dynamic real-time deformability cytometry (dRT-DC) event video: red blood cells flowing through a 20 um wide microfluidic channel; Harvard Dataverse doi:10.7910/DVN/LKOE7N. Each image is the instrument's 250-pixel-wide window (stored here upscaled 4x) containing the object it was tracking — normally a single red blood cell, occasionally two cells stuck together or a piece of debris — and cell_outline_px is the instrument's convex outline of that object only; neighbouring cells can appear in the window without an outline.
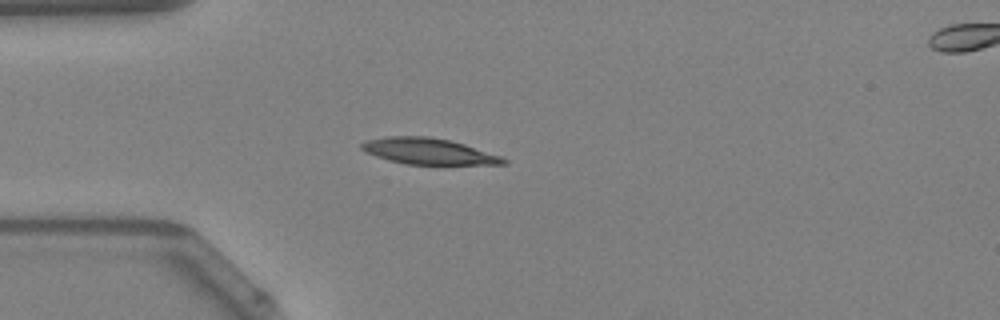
{"species": "Egyptian fruit bat (a non-hibernating species)", "species_latin": "Rousettus aegyptiacus", "temperature_condition": "warm", "stored_images_in_passage": 38, "camera_frame_rate_fps": 3000, "um_per_image_px": 0.085, "animal": {"sex": "female"}, "frame": {"image": 1, "passage_image": 6, "time_ms": 1.667, "image_size_px": [1000, 320], "cell_outline_px": [[508, 164], [404, 164], [388, 160], [376, 156], [360, 148], [360, 144], [364, 140], [388, 136], [428, 136], [448, 140], [464, 144], [500, 156], [508, 160]], "centroid_in_image_um": [36.38, 12.85], "position_along_channel_um": 48.6, "area_um2": 21.39}, "authors_computed_cell_mechanics": {"area_um2": 21.1837, "velocity_mm_per_s": 4.2021, "shape_relaxation_time_tau1_ms": 4.5645, "shape_relaxation_time_tau2_ms": 3.0842, "deformation_change_tau1": 0.1842, "deformation_change_tau2": 0.097}}